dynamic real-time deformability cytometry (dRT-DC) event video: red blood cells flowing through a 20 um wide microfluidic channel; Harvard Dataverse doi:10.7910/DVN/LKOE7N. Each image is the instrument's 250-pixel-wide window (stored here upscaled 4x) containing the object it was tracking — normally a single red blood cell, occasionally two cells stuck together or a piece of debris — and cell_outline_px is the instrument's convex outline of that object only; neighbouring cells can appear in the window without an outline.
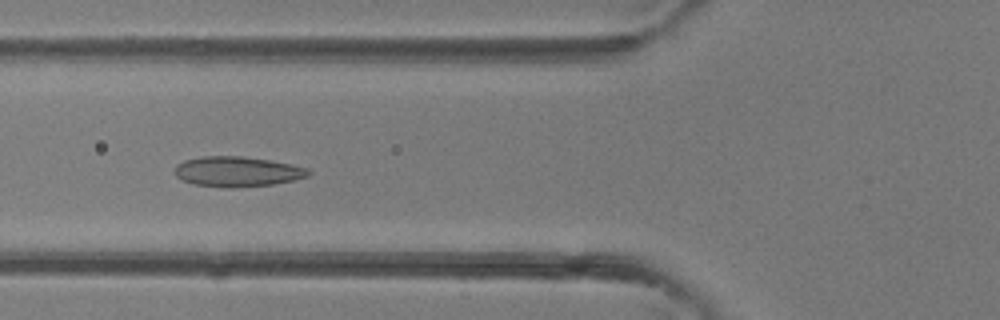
{"species": "common noctule bat (a hibernating species)", "species_latin": "Nyctalus noctula", "temperature_condition": "room temperature", "stored_images_in_passage": 42, "camera_frame_rate_fps": 3000, "um_per_image_px": 0.085, "animal": {"sex": "female"}, "frame": {"image": 1, "passage_image": 16, "time_ms": 5.0, "image_size_px": [1000, 320], "cell_outline_px": [[312, 172], [308, 176], [292, 180], [272, 184], [232, 188], [228, 188], [196, 184], [184, 180], [176, 176], [172, 172], [176, 164], [184, 160], [204, 156], [240, 156], [268, 160], [292, 164], [308, 168]], "centroid_in_image_um": [20.15, 14.58], "position_along_channel_um": 105.7, "area_um2": 23.41}}
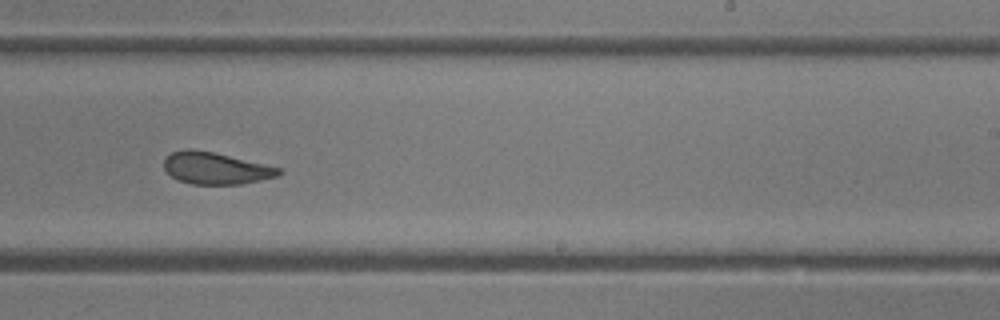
{"frame": {"image": 2, "passage_image": 26, "time_ms": 8.333, "image_size_px": [1000, 320], "cell_outline_px": [[284, 172], [280, 176], [240, 184], [192, 184], [180, 180], [172, 176], [164, 168], [164, 160], [172, 152], [188, 148], [192, 148], [212, 152], [264, 164], [280, 168]], "centroid_in_image_um": [18.35, 14.3], "position_along_channel_um": 270.6, "area_um2": 21.1}}
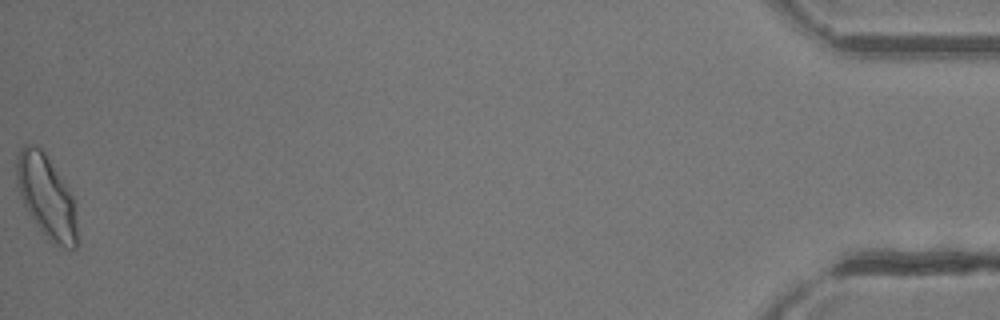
{"frame": {"image": 3, "passage_image": 42, "time_ms": 13.667, "image_size_px": [1000, 320], "cell_outline_px": [[76, 248], [64, 248], [56, 244], [40, 228], [24, 204], [16, 184], [16, 156], [20, 148], [24, 144], [32, 144], [40, 148], [44, 152], [76, 200]], "centroid_in_image_um": [3.95, 16.65], "position_along_channel_um": 431.3, "area_um2": 28.78}}